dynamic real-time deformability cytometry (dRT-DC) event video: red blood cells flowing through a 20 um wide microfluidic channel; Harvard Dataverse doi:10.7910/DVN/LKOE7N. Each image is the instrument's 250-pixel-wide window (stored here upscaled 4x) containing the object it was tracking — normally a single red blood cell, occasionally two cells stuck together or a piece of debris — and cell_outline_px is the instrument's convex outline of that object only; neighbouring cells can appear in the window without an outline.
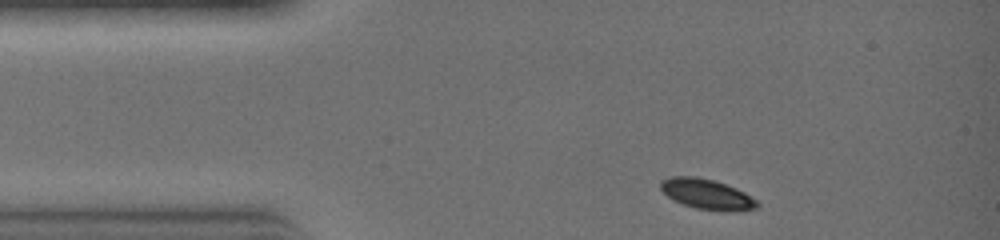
{"species": "common noctule bat (a hibernating species)", "species_latin": "Nyctalus noctula", "temperature_condition": "warm", "stored_images_in_passage": 23, "camera_frame_rate_fps": 3000, "um_per_image_px": 0.085, "animal": {"sex": "female", "body_mass_g": 19.0, "forearm_length_mm": 51.5}, "frame": {"image": 1, "passage_image": 1, "time_ms": 0.0, "image_size_px": [1000, 240], "cell_outline_px": [[760, 204], [756, 208], [696, 208], [684, 204], [668, 196], [660, 188], [660, 180], [672, 176], [696, 176], [712, 180], [736, 188], [744, 192], [756, 200]], "centroid_in_image_um": [59.99, 16.43], "position_along_channel_um": 25.0, "area_um2": 15.95}}
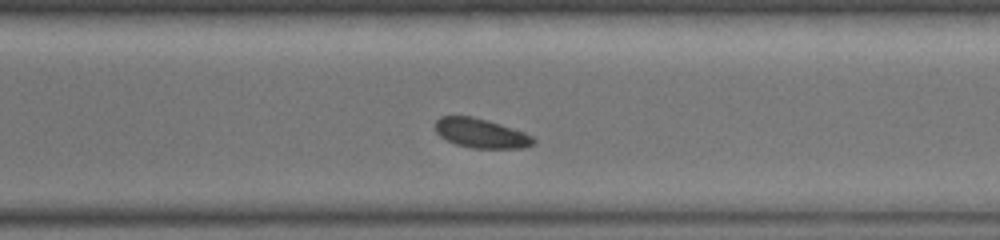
{"frame": {"image": 2, "passage_image": 18, "time_ms": 5.667, "image_size_px": [1000, 240], "cell_outline_px": [[536, 144], [524, 148], [472, 148], [456, 144], [440, 136], [436, 132], [436, 120], [440, 116], [472, 116], [488, 120], [524, 132], [532, 136], [536, 140]], "centroid_in_image_um": [40.91, 11.33], "position_along_channel_um": 329.7, "area_um2": 16.82}}
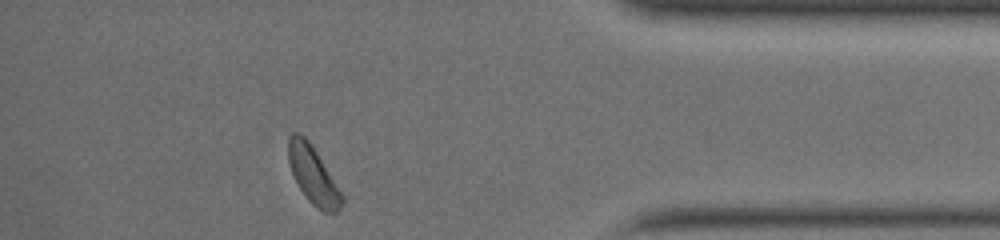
{"frame": {"image": 3, "passage_image": 23, "time_ms": 7.333, "image_size_px": [1000, 240], "cell_outline_px": [[344, 200], [340, 208], [336, 212], [324, 212], [316, 208], [308, 200], [300, 188], [292, 172], [288, 160], [288, 136], [292, 132], [300, 132], [312, 144], [344, 196]], "centroid_in_image_um": [26.61, 14.86], "position_along_channel_um": 408.6, "area_um2": 17.92}}